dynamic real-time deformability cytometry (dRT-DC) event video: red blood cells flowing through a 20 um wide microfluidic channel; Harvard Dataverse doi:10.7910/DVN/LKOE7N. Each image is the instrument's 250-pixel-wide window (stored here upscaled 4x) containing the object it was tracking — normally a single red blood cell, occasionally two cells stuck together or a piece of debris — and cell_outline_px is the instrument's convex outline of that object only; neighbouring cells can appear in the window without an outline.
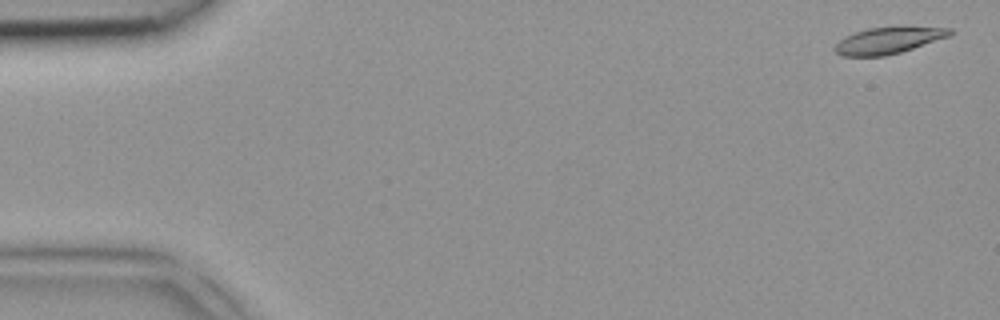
{"species": "common noctule bat (a hibernating species)", "species_latin": "Nyctalus noctula", "temperature_condition": "room temperature", "stored_images_in_passage": 4, "camera_frame_rate_fps": 3000, "um_per_image_px": 0.085, "animal": {"sex": "female", "body_mass_g": 18.4}, "frame": {"image": 1, "passage_image": 1, "time_ms": 0.0, "image_size_px": [1000, 320], "cell_outline_px": [[952, 32], [948, 36], [900, 52], [884, 56], [844, 56], [836, 52], [832, 48], [840, 40], [856, 32], [868, 28], [952, 28]], "centroid_in_image_um": [75.43, 3.46], "position_along_channel_um": 9.6, "area_um2": 16.94}}
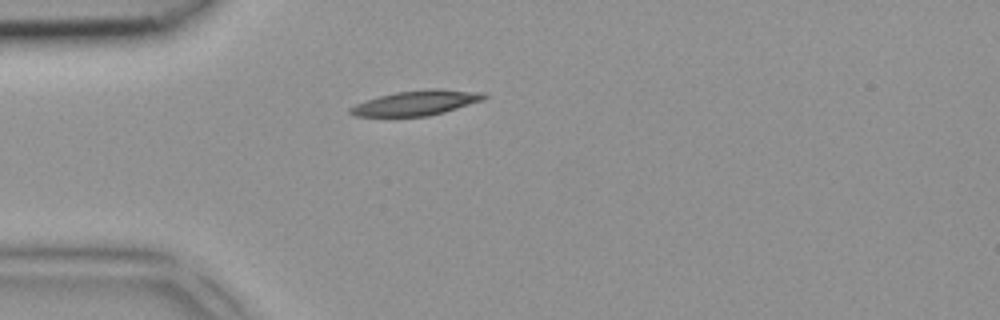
{"frame": {"image": 2, "passage_image": 4, "time_ms": 1.0, "image_size_px": [1000, 320], "cell_outline_px": [[488, 96], [484, 100], [444, 112], [428, 116], [356, 116], [348, 112], [348, 108], [356, 104], [380, 96], [396, 92], [428, 88], [440, 88], [484, 92]], "centroid_in_image_um": [35.45, 8.73], "position_along_channel_um": 49.6, "area_um2": 19.48}}